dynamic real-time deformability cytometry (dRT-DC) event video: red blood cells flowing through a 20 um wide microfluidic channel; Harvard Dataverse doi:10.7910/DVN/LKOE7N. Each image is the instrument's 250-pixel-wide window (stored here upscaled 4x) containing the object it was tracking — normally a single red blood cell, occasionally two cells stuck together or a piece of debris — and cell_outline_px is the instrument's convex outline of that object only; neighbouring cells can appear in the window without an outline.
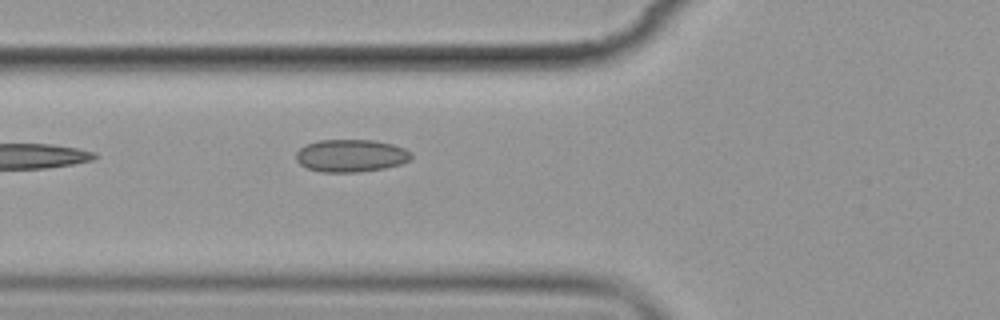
{"species": "common noctule bat (a hibernating species)", "species_latin": "Nyctalus noctula", "temperature_condition": "cold", "stored_images_in_passage": 5, "camera_frame_rate_fps": 3000, "um_per_image_px": 0.085, "animal": {"sex": "female", "body_mass_g": 19.9}, "frame": {"image": 1, "passage_image": 5, "time_ms": 5.667, "image_size_px": [1000, 320], "cell_outline_px": [[412, 160], [400, 164], [384, 168], [360, 172], [320, 172], [308, 168], [300, 164], [296, 160], [296, 152], [300, 148], [308, 144], [320, 140], [376, 140], [392, 144], [404, 148], [412, 152]], "centroid_in_image_um": [29.86, 13.23], "position_along_channel_um": 95.9, "area_um2": 21.96}}